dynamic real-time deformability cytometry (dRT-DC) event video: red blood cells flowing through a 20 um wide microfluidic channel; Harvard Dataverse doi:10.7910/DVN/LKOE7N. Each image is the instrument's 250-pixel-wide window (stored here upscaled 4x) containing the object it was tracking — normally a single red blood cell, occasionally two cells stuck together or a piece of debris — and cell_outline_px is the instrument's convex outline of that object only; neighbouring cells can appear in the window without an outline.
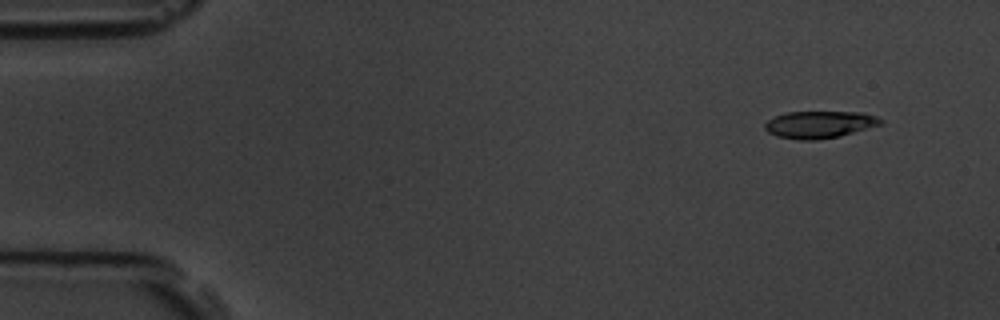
{"species": "common noctule bat (a hibernating species)", "species_latin": "Nyctalus noctula", "temperature_condition": "room temperature", "stored_images_in_passage": 6, "segment_of_instrument_passage": [1, 2], "camera_frame_rate_fps": 3000, "um_per_image_px": 0.085, "animal": {"sex": "male", "body_mass_g": 19.5, "forearm_length_mm": 54.6}, "frame": {"image": 1, "passage_image": 1, "time_ms": 0.0, "image_size_px": [1000, 320], "cell_outline_px": [[884, 124], [836, 136], [816, 140], [800, 140], [776, 136], [768, 132], [764, 128], [764, 124], [768, 120], [776, 116], [788, 112], [864, 112], [876, 116], [884, 120]], "centroid_in_image_um": [69.67, 10.57], "position_along_channel_um": 15.3, "area_um2": 18.21}}
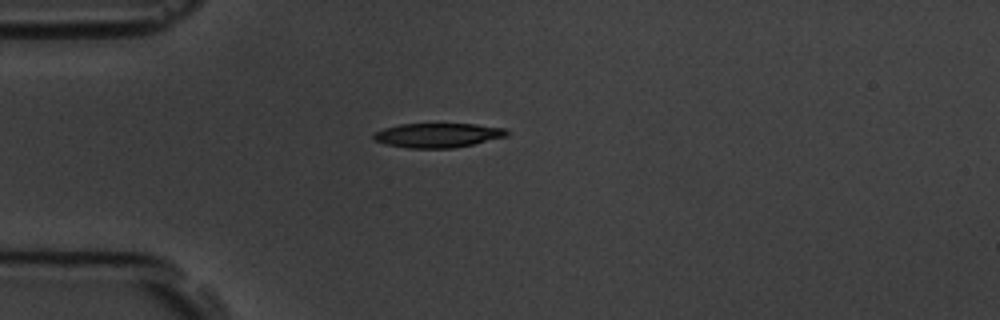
{"frame": {"image": 2, "passage_image": 4, "time_ms": 3.333, "image_size_px": [1000, 320], "cell_outline_px": [[512, 132], [508, 136], [472, 144], [452, 148], [408, 148], [384, 144], [376, 140], [372, 136], [376, 132], [384, 128], [400, 124], [476, 124], [508, 128]], "centroid_in_image_um": [37.28, 11.49], "position_along_channel_um": 47.7, "area_um2": 19.02}}